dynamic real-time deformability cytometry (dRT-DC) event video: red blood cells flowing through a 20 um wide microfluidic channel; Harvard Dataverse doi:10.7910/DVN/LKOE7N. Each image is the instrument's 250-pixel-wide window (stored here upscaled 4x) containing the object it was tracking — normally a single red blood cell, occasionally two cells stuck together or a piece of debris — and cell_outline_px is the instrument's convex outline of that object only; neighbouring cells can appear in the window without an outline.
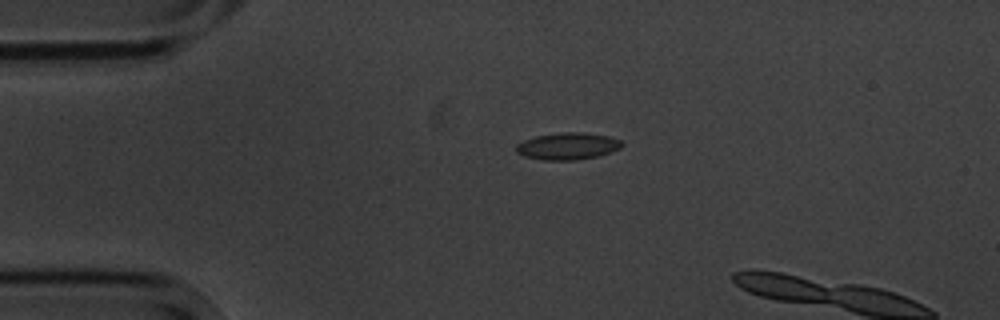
{"species": "common noctule bat (a hibernating species)", "species_latin": "Nyctalus noctula", "temperature_condition": "cold", "stored_images_in_passage": 2, "camera_frame_rate_fps": 3000, "um_per_image_px": 0.085, "animal": {"sex": "male", "body_mass_g": 20.1, "forearm_length_mm": 53.5}, "frame": {"image": 1, "passage_image": 1, "time_ms": 0.0, "image_size_px": [1000, 320], "cell_outline_px": [[624, 144], [620, 148], [612, 152], [596, 156], [572, 160], [544, 160], [524, 156], [516, 152], [516, 144], [524, 140], [536, 136], [560, 132], [584, 132], [608, 136], [620, 140]], "centroid_in_image_um": [48.25, 12.41], "position_along_channel_um": 36.7, "area_um2": 16.59}}